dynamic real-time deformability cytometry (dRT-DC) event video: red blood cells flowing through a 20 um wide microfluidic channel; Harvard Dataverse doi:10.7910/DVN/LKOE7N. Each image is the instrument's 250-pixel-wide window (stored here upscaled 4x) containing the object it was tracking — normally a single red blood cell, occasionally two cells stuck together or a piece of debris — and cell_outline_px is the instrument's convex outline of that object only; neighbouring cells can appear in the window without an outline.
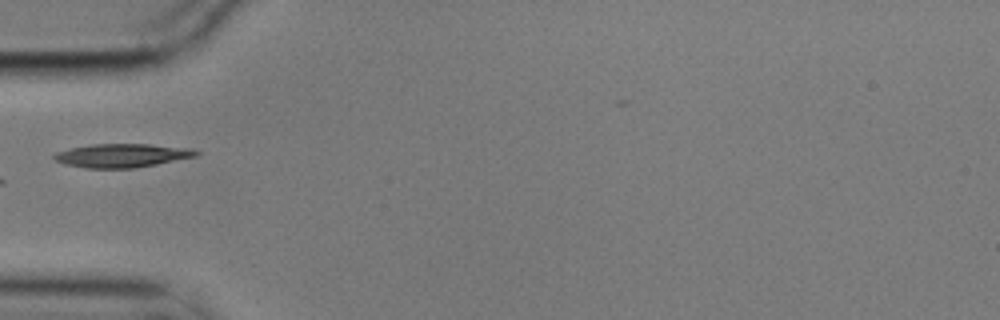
{"species": "common noctule bat (a hibernating species)", "species_latin": "Nyctalus noctula", "temperature_condition": "cold", "stored_images_in_passage": 5, "camera_frame_rate_fps": 3000, "um_per_image_px": 0.085, "animal": {"sex": "male", "body_mass_g": 17.9}, "frame": {"image": 1, "passage_image": 5, "time_ms": 1.333, "image_size_px": [1000, 320], "cell_outline_px": [[200, 152], [196, 156], [156, 164], [132, 168], [84, 168], [64, 164], [56, 160], [52, 156], [56, 152], [72, 148], [92, 144], [148, 144], [192, 148]], "centroid_in_image_um": [10.36, 13.21], "position_along_channel_um": 74.6, "area_um2": 19.42}}